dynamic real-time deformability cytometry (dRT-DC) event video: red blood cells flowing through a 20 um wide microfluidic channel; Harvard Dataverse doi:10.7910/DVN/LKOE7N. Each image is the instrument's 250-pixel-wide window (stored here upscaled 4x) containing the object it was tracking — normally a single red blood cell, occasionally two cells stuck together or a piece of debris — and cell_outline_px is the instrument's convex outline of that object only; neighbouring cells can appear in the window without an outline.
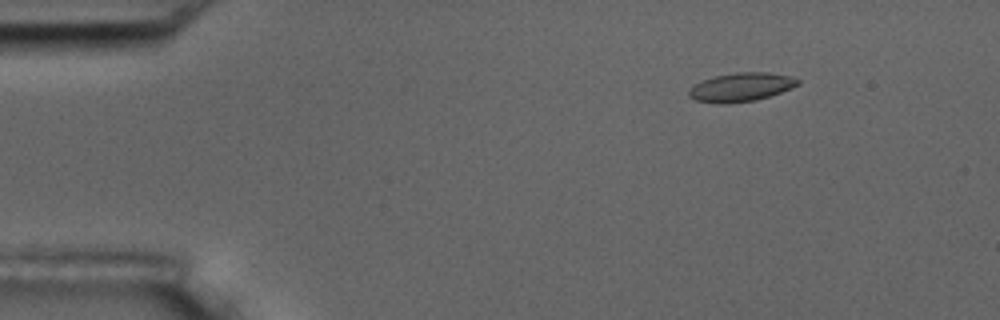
{"species": "common noctule bat (a hibernating species)", "species_latin": "Nyctalus noctula", "temperature_condition": "room temperature", "stored_images_in_passage": 17, "camera_frame_rate_fps": 3000, "um_per_image_px": 0.085, "animal": {"sex": "male", "body_mass_g": 17.5, "forearm_length_mm": 52.3}, "frame": {"image": 1, "passage_image": 3, "time_ms": 2.333, "image_size_px": [1000, 320], "cell_outline_px": [[800, 84], [792, 88], [756, 100], [724, 104], [716, 104], [696, 100], [688, 96], [688, 88], [704, 80], [716, 76], [736, 72], [768, 72], [788, 76], [800, 80]], "centroid_in_image_um": [62.97, 7.41], "position_along_channel_um": 22.0, "area_um2": 18.15}}
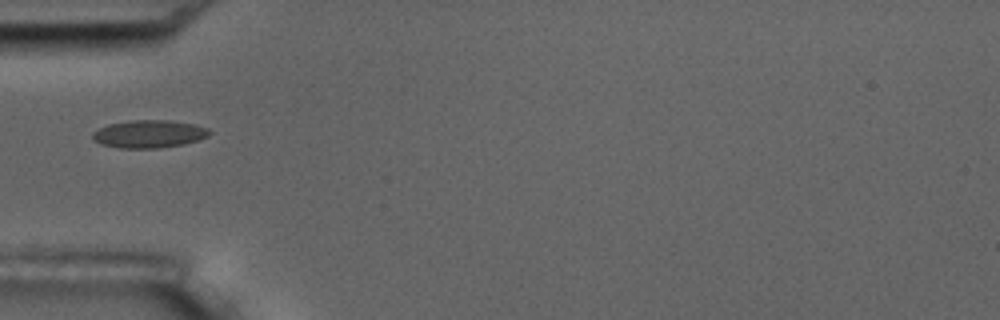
{"frame": {"image": 2, "passage_image": 6, "time_ms": 6.0, "image_size_px": [1000, 320], "cell_outline_px": [[212, 132], [208, 136], [184, 144], [156, 148], [120, 148], [100, 144], [92, 140], [92, 132], [96, 128], [108, 124], [128, 120], [172, 120], [196, 124], [208, 128]], "centroid_in_image_um": [12.63, 11.37], "position_along_channel_um": 72.4, "area_um2": 19.19}}
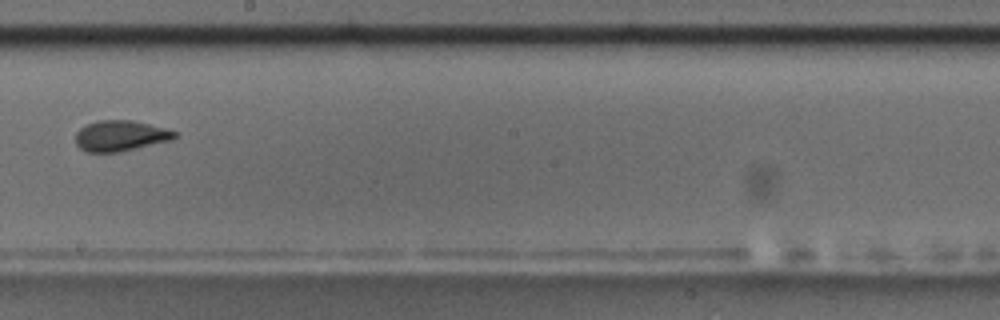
{"frame": {"image": 3, "passage_image": 10, "time_ms": 10.667, "image_size_px": [1000, 320], "cell_outline_px": [[176, 136], [172, 140], [120, 152], [84, 152], [76, 144], [76, 132], [80, 128], [96, 120], [132, 120], [164, 128], [176, 132]], "centroid_in_image_um": [10.21, 11.55], "position_along_channel_um": 238.0, "area_um2": 17.69}, "authors_computed_cell_mechanics": {"area_um2": 17.8602, "velocity_mm_per_s": 3.5577, "shape_relaxation_time_tau1_ms": 5.3449, "shape_relaxation_time_tau2_ms": 2.5203, "deformation_change_tau1": 0.1376, "deformation_change_tau2": 0.0929}}